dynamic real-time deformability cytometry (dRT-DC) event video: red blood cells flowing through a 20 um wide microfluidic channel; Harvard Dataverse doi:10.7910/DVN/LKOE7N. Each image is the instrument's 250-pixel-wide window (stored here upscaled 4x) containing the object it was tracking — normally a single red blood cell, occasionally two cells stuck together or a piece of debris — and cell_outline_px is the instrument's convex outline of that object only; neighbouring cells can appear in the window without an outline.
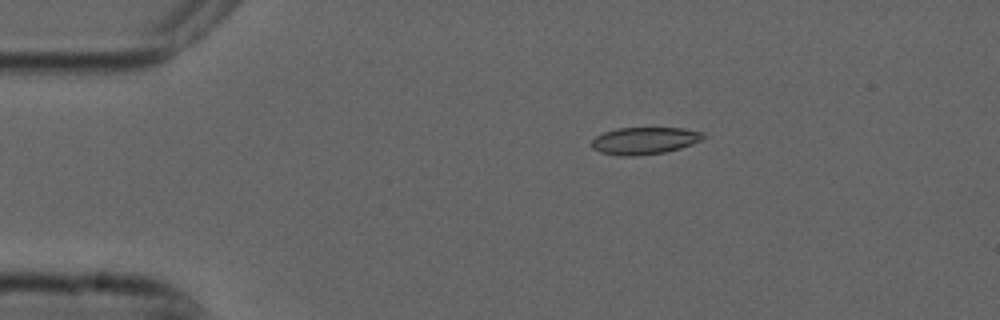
{"species": "common noctule bat (a hibernating species)", "species_latin": "Nyctalus noctula", "temperature_condition": "cold", "stored_images_in_passage": 8, "camera_frame_rate_fps": 3000, "um_per_image_px": 0.085, "animal": {"sex": "male", "forearm_length_mm": 52.5}, "frame": {"image": 1, "passage_image": 2, "time_ms": 0.333, "image_size_px": [1000, 320], "cell_outline_px": [[704, 140], [680, 148], [664, 152], [636, 156], [624, 156], [600, 152], [592, 148], [592, 140], [596, 136], [604, 132], [616, 128], [684, 128], [704, 132]], "centroid_in_image_um": [54.81, 11.95], "position_along_channel_um": 30.2, "area_um2": 17.69}}
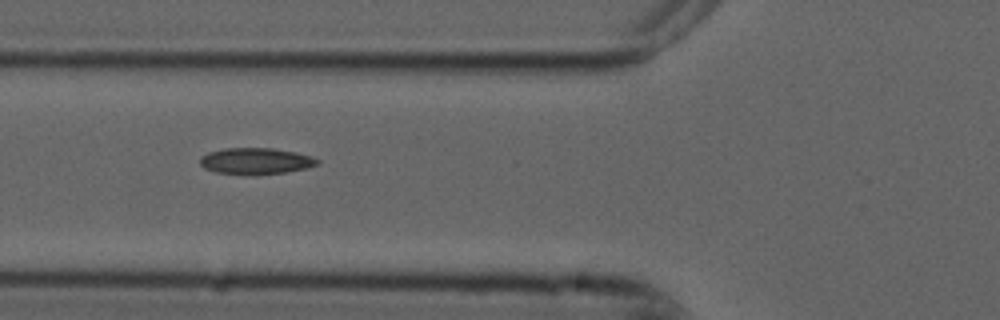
{"frame": {"image": 2, "passage_image": 5, "time_ms": 1.333, "image_size_px": [1000, 320], "cell_outline_px": [[320, 164], [304, 168], [284, 172], [256, 176], [216, 172], [204, 168], [200, 164], [200, 156], [208, 152], [224, 148], [272, 148], [296, 152], [320, 160]], "centroid_in_image_um": [21.7, 13.7], "position_along_channel_um": 104.1, "area_um2": 18.15}}
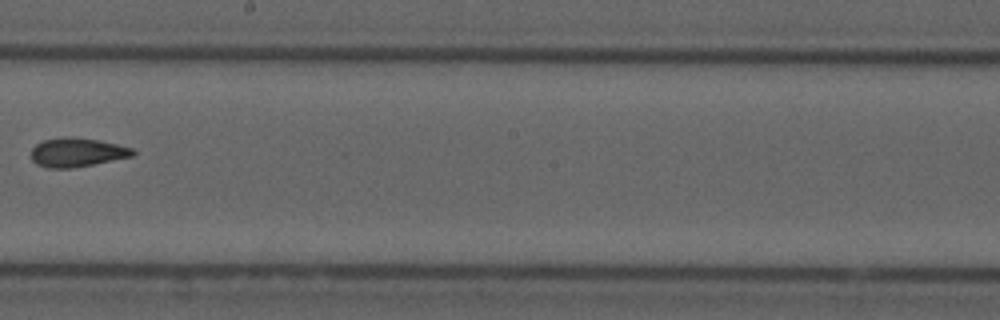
{"frame": {"image": 3, "passage_image": 8, "time_ms": 2.333, "image_size_px": [1000, 320], "cell_outline_px": [[136, 152], [132, 156], [72, 168], [48, 168], [36, 164], [32, 160], [32, 148], [36, 144], [44, 140], [68, 136], [100, 140], [132, 148]], "centroid_in_image_um": [6.53, 12.95], "position_along_channel_um": 241.7, "area_um2": 16.99}}